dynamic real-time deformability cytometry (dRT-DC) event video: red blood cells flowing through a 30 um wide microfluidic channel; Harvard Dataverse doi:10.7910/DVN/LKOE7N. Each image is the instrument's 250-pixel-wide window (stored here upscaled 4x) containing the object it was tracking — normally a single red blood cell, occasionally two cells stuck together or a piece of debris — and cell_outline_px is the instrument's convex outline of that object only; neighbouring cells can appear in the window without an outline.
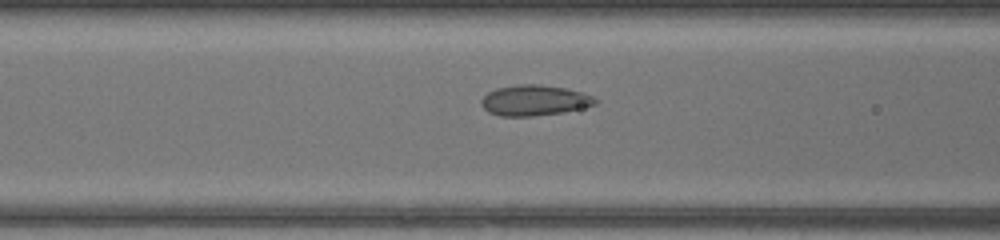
{"species": "common noctule bat (a hibernating species)", "species_latin": "Nyctalus noctula", "temperature_condition": "warm", "stored_images_in_passage": 33, "camera_frame_rate_fps": 3000, "um_per_image_px": 0.085, "animal": {"sex": "female", "body_mass_g": 17.0, "forearm_length_mm": 48.0}, "frame": {"image": 1, "passage_image": 11, "time_ms": 3.333, "image_size_px": [1000, 240], "cell_outline_px": [[600, 100], [596, 104], [564, 112], [532, 116], [500, 116], [488, 112], [480, 104], [480, 100], [488, 92], [496, 88], [520, 84], [540, 84], [564, 88], [580, 92], [592, 96]], "centroid_in_image_um": [45.4, 8.53], "position_along_channel_um": 121.2, "area_um2": 20.29}}
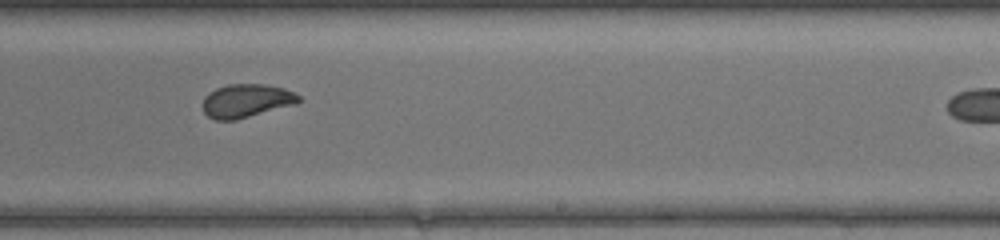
{"frame": {"image": 2, "passage_image": 21, "time_ms": 6.667, "image_size_px": [1000, 240], "cell_outline_px": [[300, 100], [296, 104], [236, 120], [216, 120], [208, 116], [204, 112], [204, 96], [208, 92], [216, 88], [228, 84], [264, 84], [284, 88], [300, 96]], "centroid_in_image_um": [20.93, 8.56], "position_along_channel_um": 268.1, "area_um2": 18.67}}
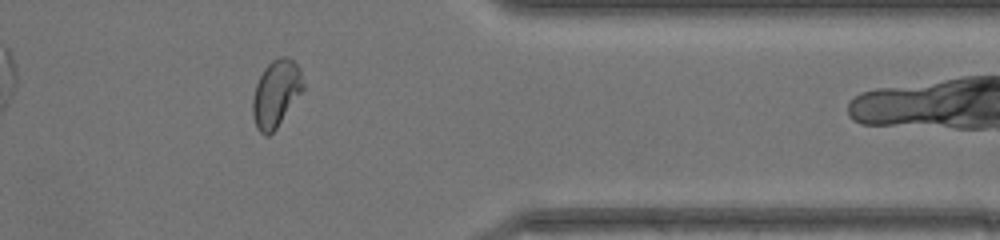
{"frame": {"image": 3, "passage_image": 30, "time_ms": 9.667, "image_size_px": [1000, 240], "cell_outline_px": [[304, 88], [276, 128], [268, 136], [264, 136], [256, 128], [252, 112], [252, 100], [256, 84], [264, 68], [272, 60], [280, 56], [288, 56], [300, 68], [304, 84]], "centroid_in_image_um": [23.45, 7.93], "position_along_channel_um": 388.0, "area_um2": 19.59}, "authors_computed_cell_mechanics": {"area_um2": 19.5364, "velocity_mm_per_s": 4.4215, "shape_relaxation_time_tau1_ms": null, "shape_relaxation_time_tau2_ms": 0.5966, "deformation_change_tau1": null, "deformation_change_tau2": 0.0512}}